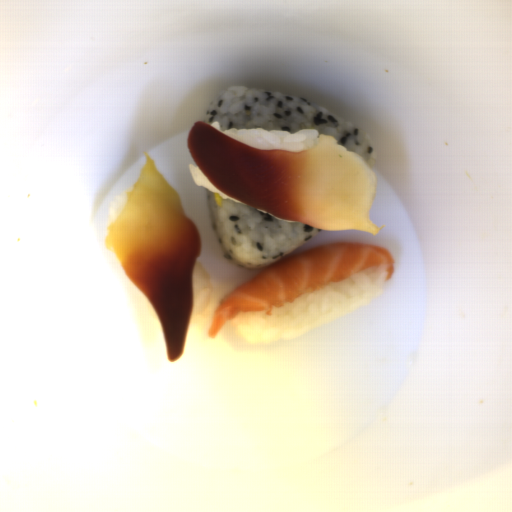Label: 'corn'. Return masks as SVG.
<instances>
[{"label":"corn","mask_w":512,"mask_h":512,"mask_svg":"<svg viewBox=\"0 0 512 512\" xmlns=\"http://www.w3.org/2000/svg\"><path fill=\"white\" fill-rule=\"evenodd\" d=\"M215 202L217 205L222 206V198L218 193H214Z\"/></svg>","instance_id":"51d56268"}]
</instances>
